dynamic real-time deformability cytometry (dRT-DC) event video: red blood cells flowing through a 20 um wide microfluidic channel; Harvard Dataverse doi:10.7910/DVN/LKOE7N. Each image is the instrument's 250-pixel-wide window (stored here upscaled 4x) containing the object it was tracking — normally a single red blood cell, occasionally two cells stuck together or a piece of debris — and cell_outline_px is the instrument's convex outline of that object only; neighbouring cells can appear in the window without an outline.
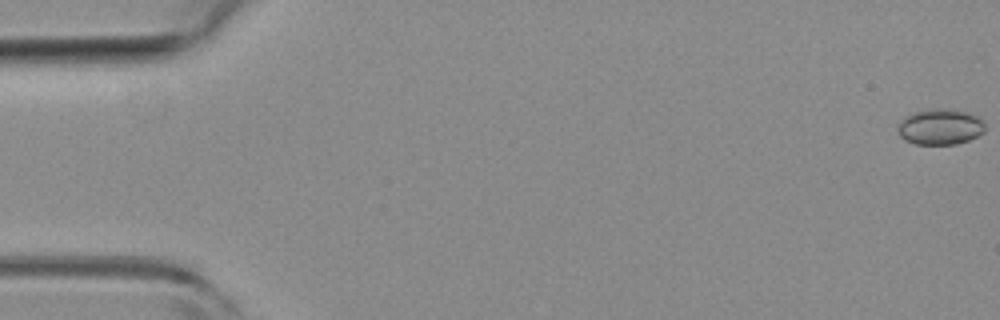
{"species": "common noctule bat (a hibernating species)", "species_latin": "Nyctalus noctula", "temperature_condition": "room temperature", "stored_images_in_passage": 6, "camera_frame_rate_fps": 3000, "um_per_image_px": 0.085, "animal": {"sex": "female", "body_mass_g": 19.3, "forearm_length_mm": 54.1}, "frame": {"image": 1, "passage_image": 1, "time_ms": 0.0, "image_size_px": [1000, 320], "cell_outline_px": [[984, 132], [968, 140], [956, 144], [916, 144], [904, 140], [900, 136], [896, 128], [900, 120], [904, 116], [912, 112], [928, 108], [944, 108], [968, 112], [976, 116], [984, 124]], "centroid_in_image_um": [79.85, 10.76], "position_along_channel_um": 5.2, "area_um2": 18.38}}
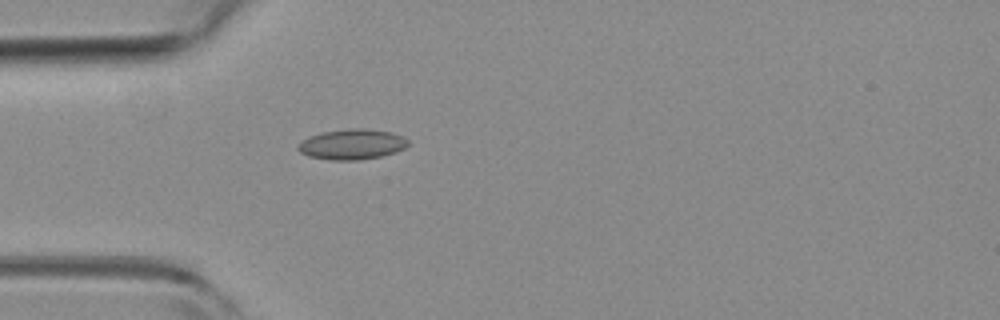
{"frame": {"image": 2, "passage_image": 6, "time_ms": 1.667, "image_size_px": [1000, 320], "cell_outline_px": [[408, 144], [404, 148], [396, 152], [380, 156], [360, 160], [332, 160], [308, 156], [300, 152], [296, 148], [296, 144], [300, 140], [308, 136], [320, 132], [348, 128], [364, 128], [392, 132], [404, 136], [408, 140]], "centroid_in_image_um": [29.88, 12.25], "position_along_channel_um": 55.1, "area_um2": 19.83}}